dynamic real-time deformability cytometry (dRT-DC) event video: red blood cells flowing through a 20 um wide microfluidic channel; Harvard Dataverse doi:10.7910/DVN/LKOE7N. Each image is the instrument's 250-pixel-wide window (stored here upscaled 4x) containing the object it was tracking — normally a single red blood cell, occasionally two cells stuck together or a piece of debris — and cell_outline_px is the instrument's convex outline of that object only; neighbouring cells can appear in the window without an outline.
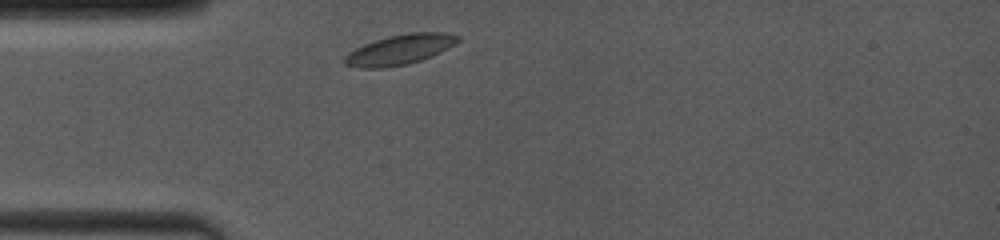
{"species": "common noctule bat (a hibernating species)", "species_latin": "Nyctalus noctula", "temperature_condition": "room temperature", "stored_images_in_passage": 1, "camera_frame_rate_fps": 4000, "um_per_image_px": 0.085, "animal": {"sex": "female", "body_mass_g": 19.0, "forearm_length_mm": 53.3}, "frame": {"image": 1, "passage_image": 1, "time_ms": 0.0, "image_size_px": [1000, 240], "cell_outline_px": [[460, 40], [440, 52], [432, 56], [408, 64], [384, 68], [360, 68], [344, 64], [344, 56], [348, 52], [364, 44], [388, 36], [408, 32], [444, 32], [460, 36]], "centroid_in_image_um": [33.97, 4.21], "position_along_channel_um": 51.0, "area_um2": 19.83}}